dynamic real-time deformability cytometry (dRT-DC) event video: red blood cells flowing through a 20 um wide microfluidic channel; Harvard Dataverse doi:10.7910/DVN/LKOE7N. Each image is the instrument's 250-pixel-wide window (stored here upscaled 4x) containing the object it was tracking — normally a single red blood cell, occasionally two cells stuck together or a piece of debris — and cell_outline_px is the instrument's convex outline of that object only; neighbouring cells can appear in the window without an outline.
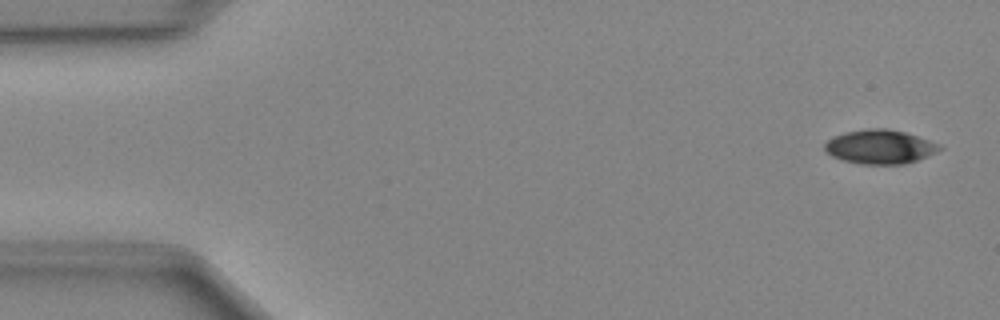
{"species": "Egyptian fruit bat (a non-hibernating species)", "species_latin": "Rousettus aegyptiacus", "temperature_condition": "cold", "stored_images_in_passage": 48, "camera_frame_rate_fps": 3000, "um_per_image_px": 0.085, "animal": {"sex": "female"}, "frame": {"image": 1, "passage_image": 2, "time_ms": 0.333, "image_size_px": [1000, 320], "cell_outline_px": [[944, 148], [936, 152], [916, 160], [904, 164], [860, 164], [844, 160], [832, 156], [824, 148], [824, 144], [832, 136], [844, 132], [868, 128], [888, 128], [904, 132], [940, 144]], "centroid_in_image_um": [74.78, 12.47], "position_along_channel_um": 10.2, "area_um2": 22.72}}
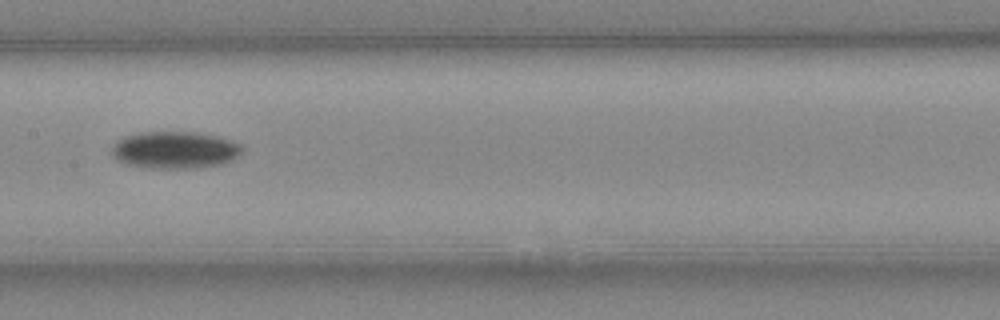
{"frame": {"image": 2, "passage_image": 24, "time_ms": 7.667, "image_size_px": [1000, 320], "cell_outline_px": [[244, 148], [232, 160], [224, 164], [196, 168], [152, 168], [128, 164], [112, 156], [112, 148], [116, 140], [124, 136], [140, 132], [196, 132], [216, 136], [240, 144]], "centroid_in_image_um": [14.86, 12.74], "position_along_channel_um": 192.5, "area_um2": 28.09}}
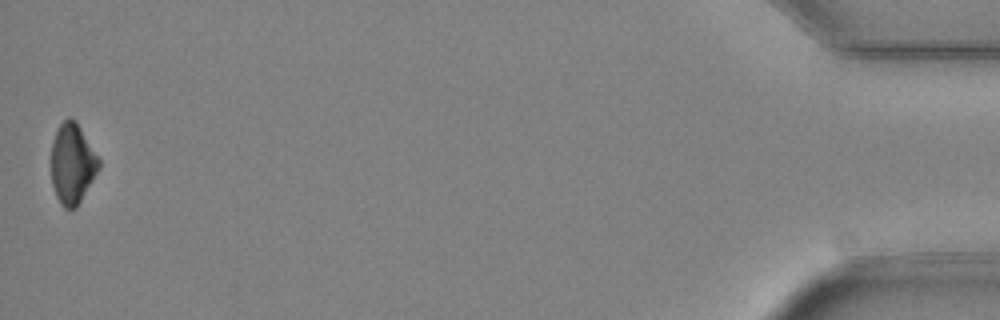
{"frame": {"image": 3, "passage_image": 48, "time_ms": 15.667, "image_size_px": [1000, 320], "cell_outline_px": [[100, 168], [76, 208], [64, 208], [60, 204], [56, 196], [52, 184], [52, 144], [56, 132], [60, 124], [68, 116], [76, 120], [100, 160]], "centroid_in_image_um": [6.16, 13.91], "position_along_channel_um": 429.0, "area_um2": 22.14}}